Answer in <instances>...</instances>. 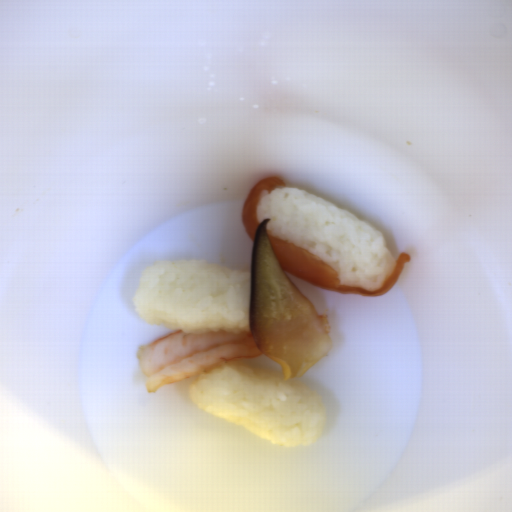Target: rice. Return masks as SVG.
<instances>
[{"instance_id":"3","label":"rice","mask_w":512,"mask_h":512,"mask_svg":"<svg viewBox=\"0 0 512 512\" xmlns=\"http://www.w3.org/2000/svg\"><path fill=\"white\" fill-rule=\"evenodd\" d=\"M251 271L196 259L157 260L141 272L132 307L189 335L250 332Z\"/></svg>"},{"instance_id":"2","label":"rice","mask_w":512,"mask_h":512,"mask_svg":"<svg viewBox=\"0 0 512 512\" xmlns=\"http://www.w3.org/2000/svg\"><path fill=\"white\" fill-rule=\"evenodd\" d=\"M257 223L338 272L341 283L379 290L396 263L381 231L348 210L302 189L279 187L260 195Z\"/></svg>"},{"instance_id":"1","label":"rice","mask_w":512,"mask_h":512,"mask_svg":"<svg viewBox=\"0 0 512 512\" xmlns=\"http://www.w3.org/2000/svg\"><path fill=\"white\" fill-rule=\"evenodd\" d=\"M189 396L197 407L274 446L312 444L326 428L325 404L314 388L237 358L200 373Z\"/></svg>"}]
</instances>
